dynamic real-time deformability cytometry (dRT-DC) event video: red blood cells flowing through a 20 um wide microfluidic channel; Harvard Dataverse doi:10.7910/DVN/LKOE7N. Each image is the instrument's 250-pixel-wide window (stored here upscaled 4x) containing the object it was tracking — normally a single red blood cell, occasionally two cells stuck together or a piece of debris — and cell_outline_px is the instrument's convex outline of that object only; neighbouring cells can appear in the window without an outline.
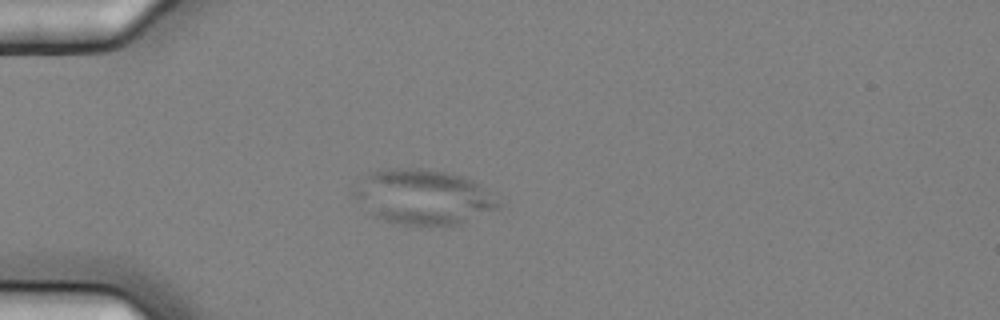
{"species": "common noctule bat (a hibernating species)", "species_latin": "Nyctalus noctula", "temperature_condition": "cold", "stored_images_in_passage": 5, "camera_frame_rate_fps": 3000, "um_per_image_px": 0.085, "animal": {"sex": "female", "body_mass_g": 25.1}, "frame": {"image": 1, "passage_image": 5, "time_ms": 1.333, "image_size_px": [1000, 320], "cell_outline_px": [[504, 204], [496, 208], [456, 224], [420, 228], [416, 228], [384, 220], [372, 216], [352, 196], [348, 188], [364, 176], [372, 172], [384, 168], [428, 168], [460, 176], [472, 180], [480, 184]], "centroid_in_image_um": [35.86, 16.75], "position_along_channel_um": 49.1, "area_um2": 47.11}}